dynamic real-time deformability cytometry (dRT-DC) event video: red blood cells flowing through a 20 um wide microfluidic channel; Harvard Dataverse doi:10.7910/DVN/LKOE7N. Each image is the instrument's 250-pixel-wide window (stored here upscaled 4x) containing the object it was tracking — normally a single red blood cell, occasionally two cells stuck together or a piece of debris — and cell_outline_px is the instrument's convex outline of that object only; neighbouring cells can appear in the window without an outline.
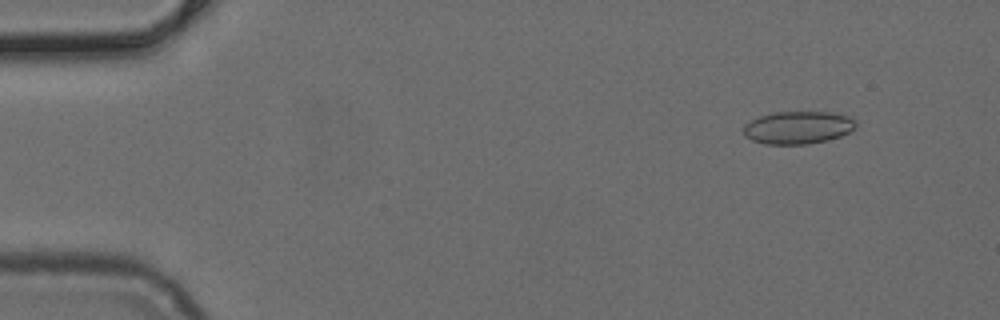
{"species": "common noctule bat (a hibernating species)", "species_latin": "Nyctalus noctula", "temperature_condition": "cold", "stored_images_in_passage": 50, "camera_frame_rate_fps": 3000, "um_per_image_px": 0.085, "animal": {"sex": "female", "body_mass_g": 24.6, "forearm_length_mm": 56.2}, "frame": {"image": 1, "passage_image": 5, "time_ms": 1.333, "image_size_px": [1000, 320], "cell_outline_px": [[856, 128], [840, 136], [828, 140], [808, 144], [764, 144], [752, 140], [744, 136], [744, 124], [760, 116], [776, 112], [828, 112], [848, 116], [856, 120]], "centroid_in_image_um": [67.83, 10.85], "position_along_channel_um": 17.2, "area_um2": 21.39}}
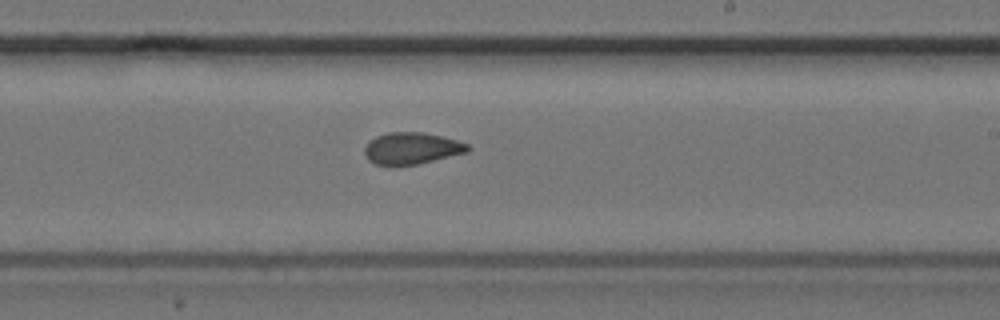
{"frame": {"image": 2, "passage_image": 30, "time_ms": 9.667, "image_size_px": [1000, 320], "cell_outline_px": [[472, 148], [468, 152], [416, 164], [376, 164], [368, 160], [364, 152], [364, 148], [368, 140], [376, 136], [388, 132], [424, 132], [456, 140], [468, 144]], "centroid_in_image_um": [34.98, 12.58], "position_along_channel_um": 254.0, "area_um2": 18.9}}
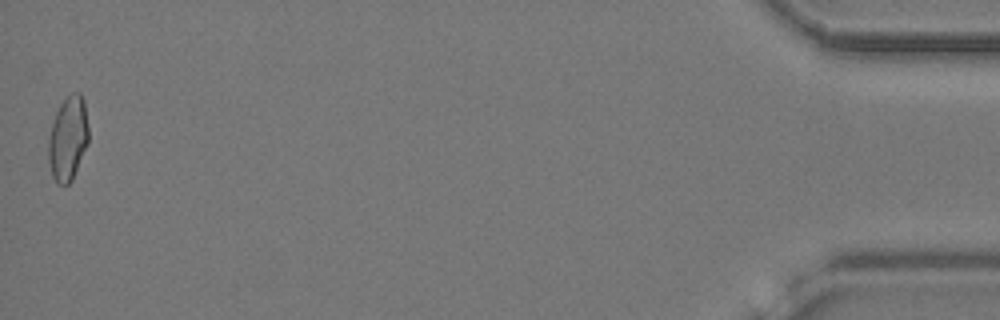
{"frame": {"image": 3, "passage_image": 50, "time_ms": 16.333, "image_size_px": [1000, 320], "cell_outline_px": [[88, 144], [72, 180], [68, 184], [56, 184], [52, 176], [48, 160], [48, 136], [56, 112], [60, 104], [72, 92], [80, 92], [84, 100], [88, 128]], "centroid_in_image_um": [5.77, 11.78], "position_along_channel_um": 429.4, "area_um2": 19.83}}